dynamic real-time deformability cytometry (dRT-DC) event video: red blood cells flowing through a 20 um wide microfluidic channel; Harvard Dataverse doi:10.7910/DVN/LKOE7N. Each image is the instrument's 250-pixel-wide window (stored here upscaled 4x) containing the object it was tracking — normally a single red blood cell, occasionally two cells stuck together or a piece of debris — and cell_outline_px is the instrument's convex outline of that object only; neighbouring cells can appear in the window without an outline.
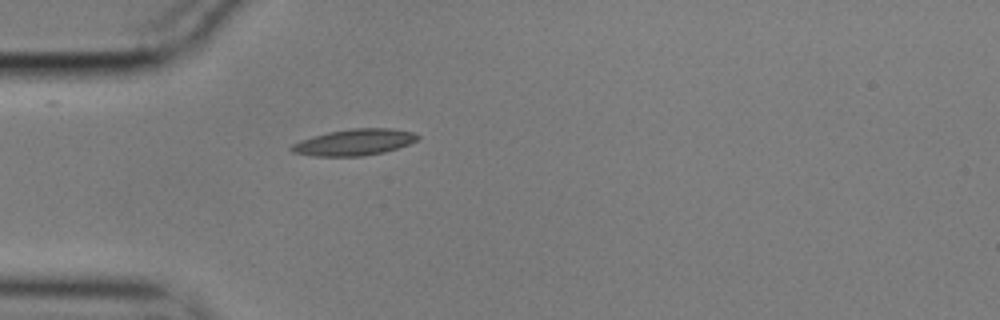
{"species": "common noctule bat (a hibernating species)", "species_latin": "Nyctalus noctula", "temperature_condition": "cold", "stored_images_in_passage": 30, "camera_frame_rate_fps": 3000, "um_per_image_px": 0.085, "animal": {"sex": "male", "body_mass_g": 17.9}, "frame": {"image": 1, "passage_image": 1, "time_ms": 0.0, "image_size_px": [1000, 320], "cell_outline_px": [[420, 136], [416, 140], [408, 144], [384, 152], [364, 156], [312, 156], [292, 152], [288, 148], [292, 144], [300, 140], [312, 136], [328, 132], [352, 128], [392, 128], [412, 132]], "centroid_in_image_um": [30.07, 12.09], "position_along_channel_um": 54.9, "area_um2": 19.36}}
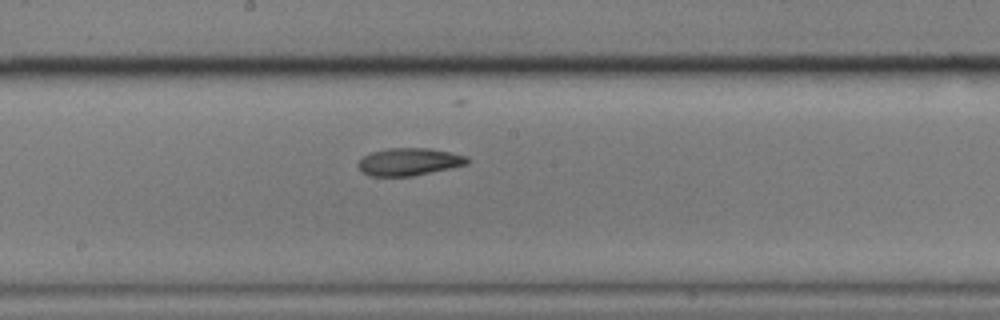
{"frame": {"image": 2, "passage_image": 15, "time_ms": 4.667, "image_size_px": [1000, 320], "cell_outline_px": [[468, 164], [412, 176], [368, 176], [360, 172], [356, 164], [364, 156], [372, 152], [388, 148], [428, 148], [452, 152], [468, 156]], "centroid_in_image_um": [34.74, 13.75], "position_along_channel_um": 213.5, "area_um2": 17.57}}
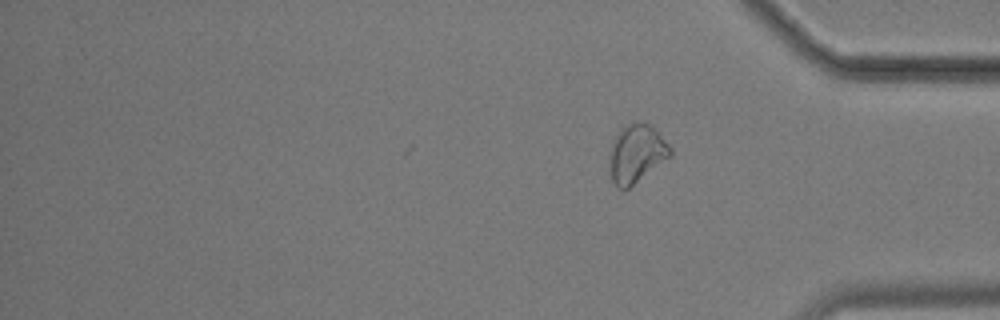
{"frame": {"image": 3, "passage_image": 30, "time_ms": 9.667, "image_size_px": [1000, 320], "cell_outline_px": [[672, 156], [628, 188], [616, 188], [612, 180], [608, 168], [608, 164], [612, 140], [620, 128], [632, 120], [644, 120], [672, 148]], "centroid_in_image_um": [54.06, 13.03], "position_along_channel_um": 381.1, "area_um2": 20.92}, "authors_computed_cell_mechanics": {"area_um2": 17.5134, "velocity_mm_per_s": 3.5255, "shape_relaxation_time_tau1_ms": 6.9803, "shape_relaxation_time_tau2_ms": 5.2206, "deformation_change_tau1": 0.1653, "deformation_change_tau2": 0.1207}}